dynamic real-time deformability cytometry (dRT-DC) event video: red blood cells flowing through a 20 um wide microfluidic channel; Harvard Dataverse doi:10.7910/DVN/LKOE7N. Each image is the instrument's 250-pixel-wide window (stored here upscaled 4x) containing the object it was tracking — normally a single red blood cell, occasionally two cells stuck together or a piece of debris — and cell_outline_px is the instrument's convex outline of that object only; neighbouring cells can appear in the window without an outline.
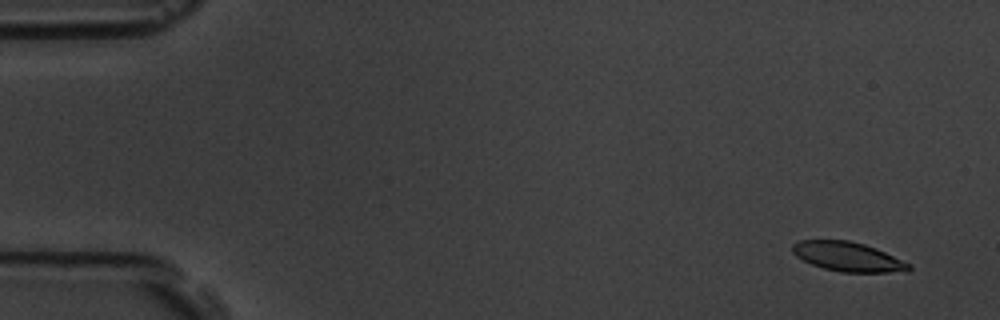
{"species": "common noctule bat (a hibernating species)", "species_latin": "Nyctalus noctula", "temperature_condition": "room temperature", "stored_images_in_passage": 6, "segment_of_instrument_passage": [1, 2], "camera_frame_rate_fps": 3000, "um_per_image_px": 0.085, "animal": {"sex": "male", "body_mass_g": 19.5, "forearm_length_mm": 54.6}, "frame": {"image": 1, "passage_image": 1, "time_ms": 0.0, "image_size_px": [1000, 320], "cell_outline_px": [[912, 268], [908, 272], [840, 272], [824, 268], [812, 264], [796, 256], [792, 252], [792, 244], [800, 240], [848, 240], [864, 244], [876, 248], [912, 264]], "centroid_in_image_um": [72.11, 21.82], "position_along_channel_um": 12.9, "area_um2": 20.0}}
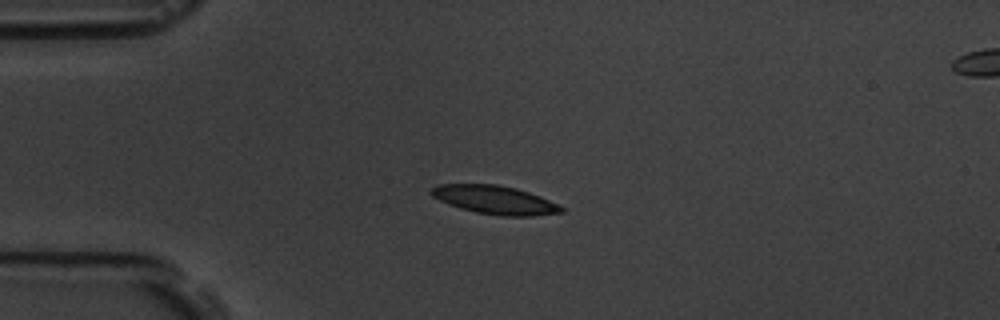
{"frame": {"image": 2, "passage_image": 4, "time_ms": 3.667, "image_size_px": [1000, 320], "cell_outline_px": [[564, 212], [532, 216], [500, 216], [476, 212], [460, 208], [448, 204], [432, 196], [428, 192], [436, 184], [496, 184], [516, 188], [540, 196], [560, 204], [564, 208]], "centroid_in_image_um": [42.07, 16.99], "position_along_channel_um": 42.9, "area_um2": 21.73}}